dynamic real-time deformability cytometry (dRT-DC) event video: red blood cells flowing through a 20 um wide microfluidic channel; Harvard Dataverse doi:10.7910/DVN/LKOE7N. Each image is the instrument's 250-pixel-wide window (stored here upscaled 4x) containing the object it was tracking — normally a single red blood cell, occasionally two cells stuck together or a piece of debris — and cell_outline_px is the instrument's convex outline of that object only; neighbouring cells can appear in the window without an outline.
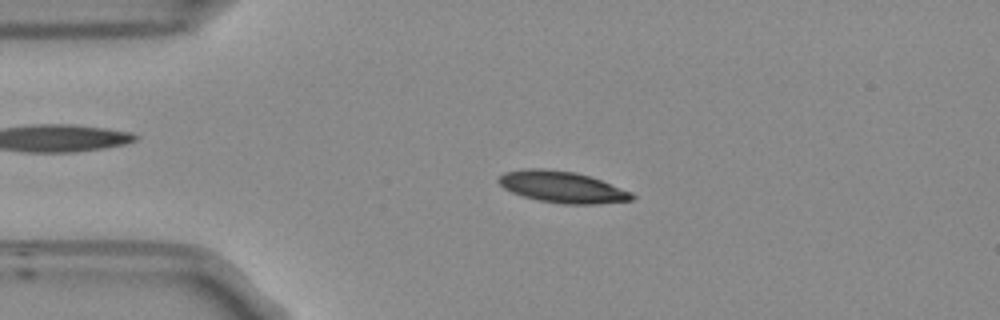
{"species": "Egyptian fruit bat (a non-hibernating species)", "species_latin": "Rousettus aegyptiacus", "temperature_condition": "room temperature", "stored_images_in_passage": 53, "camera_frame_rate_fps": 3000, "um_per_image_px": 0.085, "frame": {"image": 1, "passage_image": 11, "time_ms": 3.333, "image_size_px": [1000, 320], "cell_outline_px": [[636, 196], [632, 200], [596, 204], [564, 204], [540, 200], [524, 196], [512, 192], [504, 188], [496, 180], [504, 172], [528, 168], [540, 168], [572, 172], [588, 176], [600, 180], [632, 192]], "centroid_in_image_um": [47.78, 15.9], "position_along_channel_um": 37.2, "area_um2": 24.1}}
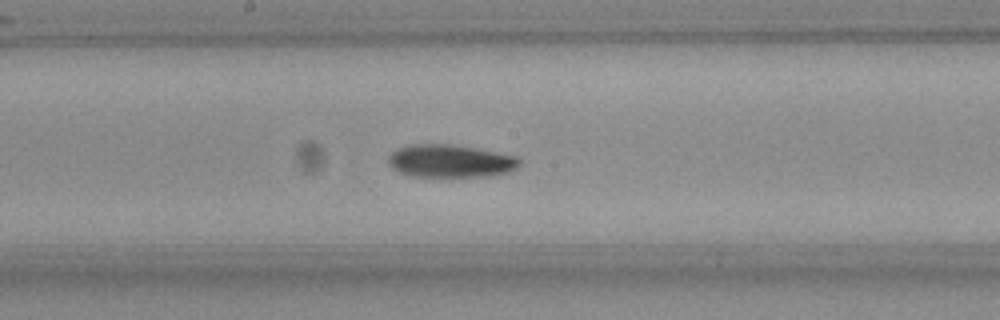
{"frame": {"image": 2, "passage_image": 27, "time_ms": 8.667, "image_size_px": [1000, 320], "cell_outline_px": [[520, 164], [516, 168], [508, 172], [484, 176], [408, 176], [392, 168], [388, 164], [388, 156], [392, 152], [400, 148], [416, 144], [448, 144], [472, 148], [516, 156], [520, 160]], "centroid_in_image_um": [38.24, 13.69], "position_along_channel_um": 210.0, "area_um2": 24.62}}
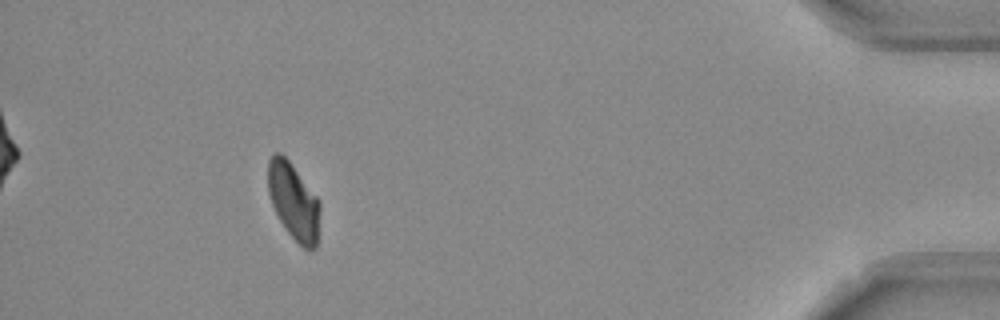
{"frame": {"image": 3, "passage_image": 48, "time_ms": 15.667, "image_size_px": [1000, 320], "cell_outline_px": [[320, 208], [316, 248], [308, 252], [288, 232], [280, 220], [272, 204], [268, 192], [268, 160], [276, 152], [280, 152], [288, 160], [320, 200]], "centroid_in_image_um": [24.96, 17.12], "position_along_channel_um": 410.2, "area_um2": 23.0}, "authors_computed_cell_mechanics": {"area_um2": 24.1026, "velocity_mm_per_s": 3.7743, "shape_relaxation_time_tau1_ms": 5.2633, "shape_relaxation_time_tau2_ms": null, "deformation_change_tau1": 0.1443, "deformation_change_tau2": null}}